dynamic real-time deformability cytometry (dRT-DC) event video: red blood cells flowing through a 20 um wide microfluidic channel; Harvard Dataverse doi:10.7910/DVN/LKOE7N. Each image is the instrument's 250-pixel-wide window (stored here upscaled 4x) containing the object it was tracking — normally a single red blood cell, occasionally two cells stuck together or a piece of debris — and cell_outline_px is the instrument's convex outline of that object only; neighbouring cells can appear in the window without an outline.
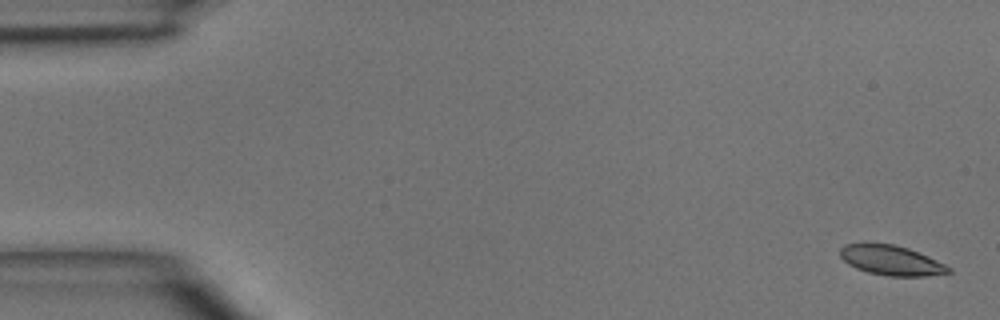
{"species": "common noctule bat (a hibernating species)", "species_latin": "Nyctalus noctula", "temperature_condition": "room temperature", "stored_images_in_passage": 5, "camera_frame_rate_fps": 3000, "um_per_image_px": 0.085, "animal": {"sex": "male", "body_mass_g": 15.6}, "frame": {"image": 1, "passage_image": 1, "time_ms": 0.0, "image_size_px": [1000, 320], "cell_outline_px": [[952, 272], [924, 276], [888, 276], [868, 272], [856, 268], [848, 264], [840, 256], [840, 248], [844, 244], [860, 240], [868, 240], [892, 244], [908, 248], [928, 256], [952, 268]], "centroid_in_image_um": [75.67, 22.07], "position_along_channel_um": 9.3, "area_um2": 19.42}}
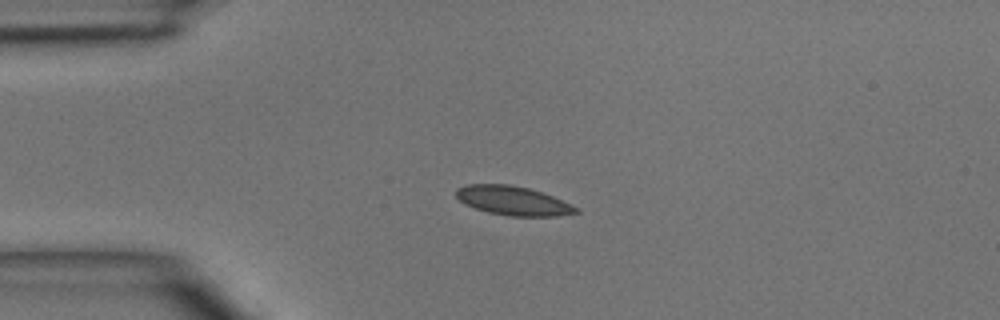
{"frame": {"image": 2, "passage_image": 4, "time_ms": 3.333, "image_size_px": [1000, 320], "cell_outline_px": [[580, 212], [556, 216], [508, 216], [488, 212], [464, 204], [456, 196], [456, 188], [468, 184], [508, 184], [528, 188], [552, 196], [580, 208]], "centroid_in_image_um": [43.6, 17.06], "position_along_channel_um": 41.4, "area_um2": 20.23}}
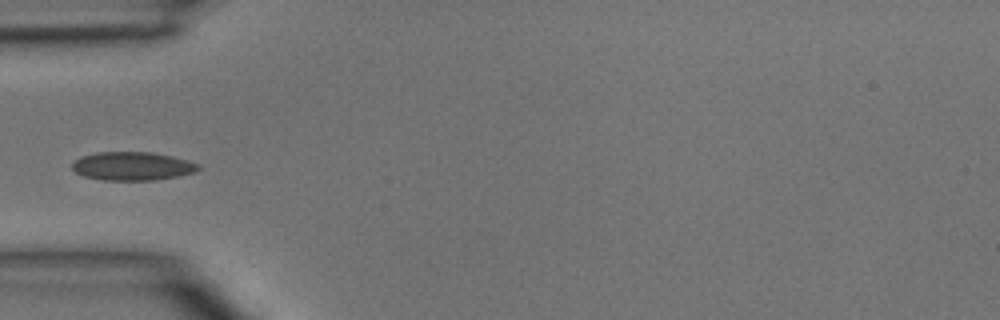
{"frame": {"image": 3, "passage_image": 5, "time_ms": 4.667, "image_size_px": [1000, 320], "cell_outline_px": [[200, 168], [196, 172], [156, 180], [104, 180], [84, 176], [76, 172], [72, 168], [72, 164], [80, 156], [96, 152], [152, 152], [172, 156], [200, 164]], "centroid_in_image_um": [11.26, 14.11], "position_along_channel_um": 73.7, "area_um2": 20.92}}